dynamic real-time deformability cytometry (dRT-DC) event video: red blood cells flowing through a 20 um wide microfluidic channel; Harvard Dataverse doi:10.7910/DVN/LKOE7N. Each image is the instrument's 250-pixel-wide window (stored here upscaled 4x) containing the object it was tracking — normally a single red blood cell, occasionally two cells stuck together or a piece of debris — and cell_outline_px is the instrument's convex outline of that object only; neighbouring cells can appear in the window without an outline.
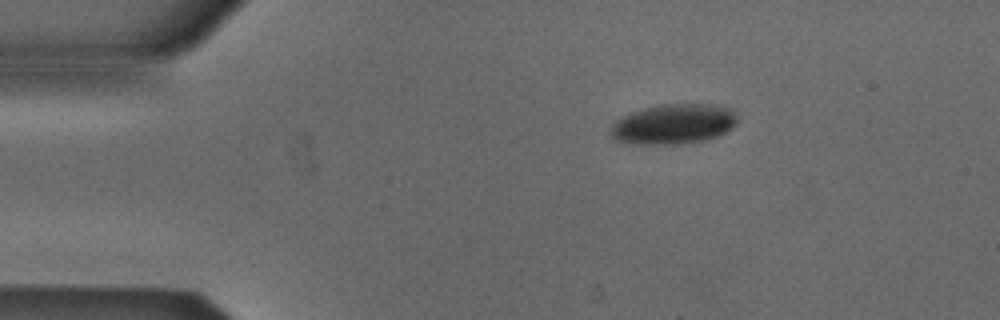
{"species": "Egyptian fruit bat (a non-hibernating species)", "species_latin": "Rousettus aegyptiacus", "temperature_condition": "cold", "stored_images_in_passage": 7, "camera_frame_rate_fps": 3000, "um_per_image_px": 0.085, "animal": {"sex": "male"}, "frame": {"image": 1, "passage_image": 1, "time_ms": 0.0, "image_size_px": [1000, 320], "cell_outline_px": [[736, 124], [732, 128], [716, 136], [704, 140], [676, 144], [640, 144], [616, 140], [608, 132], [612, 124], [620, 116], [644, 108], [660, 104], [720, 104], [736, 108]], "centroid_in_image_um": [57.28, 10.52], "position_along_channel_um": 27.7, "area_um2": 29.88}}
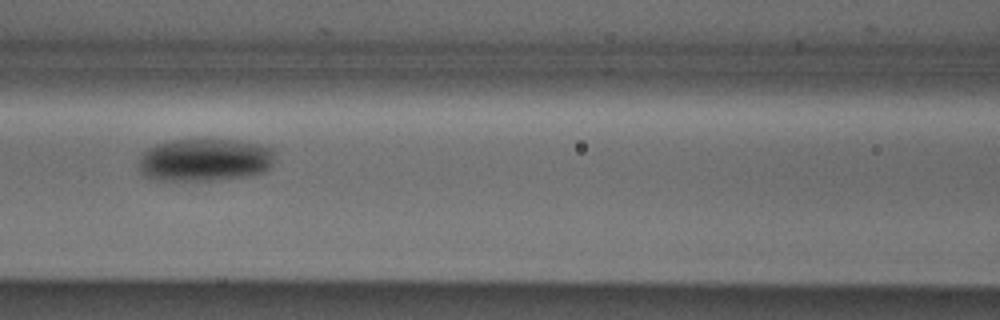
{"frame": {"image": 2, "passage_image": 5, "time_ms": 1.333, "image_size_px": [1000, 320], "cell_outline_px": [[272, 164], [264, 172], [248, 176], [212, 180], [152, 180], [144, 176], [140, 172], [140, 156], [148, 148], [156, 144], [172, 140], [236, 140], [256, 144], [272, 148]], "centroid_in_image_um": [17.37, 13.6], "position_along_channel_um": 149.2, "area_um2": 33.7}}
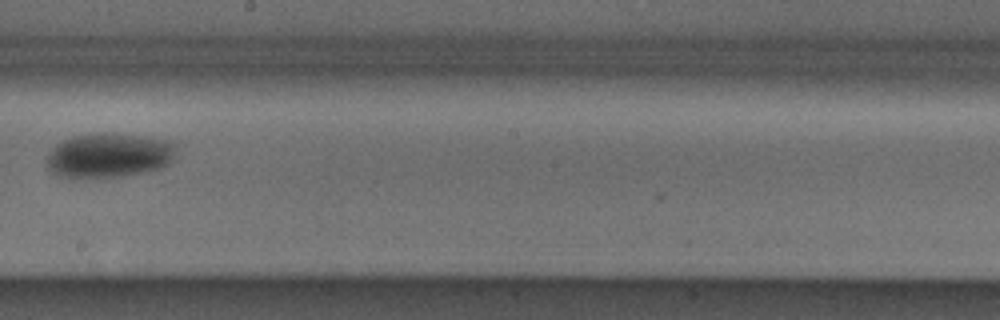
{"frame": {"image": 3, "passage_image": 7, "time_ms": 2.0, "image_size_px": [1000, 320], "cell_outline_px": [[172, 156], [168, 164], [160, 168], [124, 176], [72, 180], [56, 176], [48, 168], [48, 156], [52, 148], [56, 144], [72, 136], [92, 132], [104, 132], [144, 136], [168, 140], [172, 144]], "centroid_in_image_um": [9.15, 13.22], "position_along_channel_um": 239.0, "area_um2": 33.99}}